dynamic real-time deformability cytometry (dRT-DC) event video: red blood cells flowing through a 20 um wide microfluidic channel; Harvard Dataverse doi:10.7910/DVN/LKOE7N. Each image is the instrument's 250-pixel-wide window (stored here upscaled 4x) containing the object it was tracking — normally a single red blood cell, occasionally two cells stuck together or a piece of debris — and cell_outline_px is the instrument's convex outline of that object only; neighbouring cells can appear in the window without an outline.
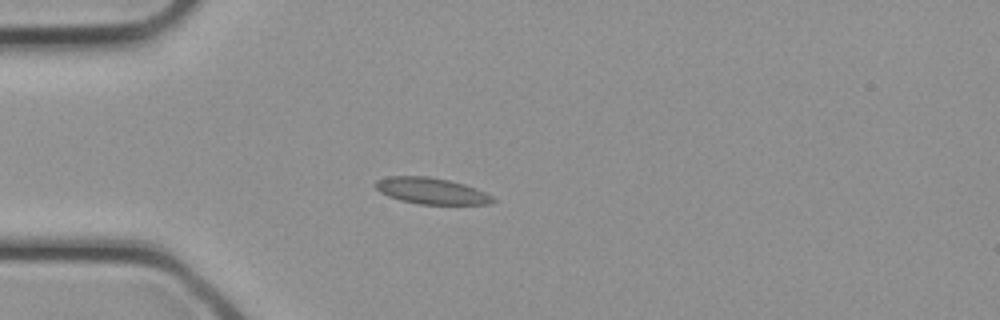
{"species": "common noctule bat (a hibernating species)", "species_latin": "Nyctalus noctula", "temperature_condition": "cold", "stored_images_in_passage": 13, "camera_frame_rate_fps": 3000, "um_per_image_px": 0.085, "animal": {"sex": "female", "body_mass_g": 21.9}, "frame": {"image": 1, "passage_image": 8, "time_ms": 2.333, "image_size_px": [1000, 320], "cell_outline_px": [[496, 200], [492, 204], [420, 204], [400, 200], [388, 196], [380, 192], [372, 184], [376, 180], [388, 176], [428, 176], [448, 180], [464, 184], [476, 188], [492, 196]], "centroid_in_image_um": [36.64, 16.22], "position_along_channel_um": 48.4, "area_um2": 18.03}}
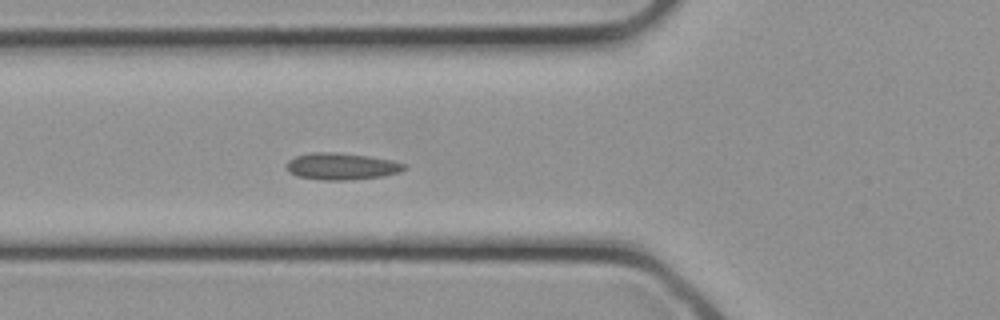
{"frame": {"image": 2, "passage_image": 11, "time_ms": 3.333, "image_size_px": [1000, 320], "cell_outline_px": [[408, 168], [400, 172], [384, 176], [344, 180], [324, 180], [296, 176], [288, 172], [284, 164], [288, 160], [296, 156], [312, 152], [336, 152], [368, 156], [392, 160], [408, 164]], "centroid_in_image_um": [29.03, 14.13], "position_along_channel_um": 96.8, "area_um2": 18.61}}
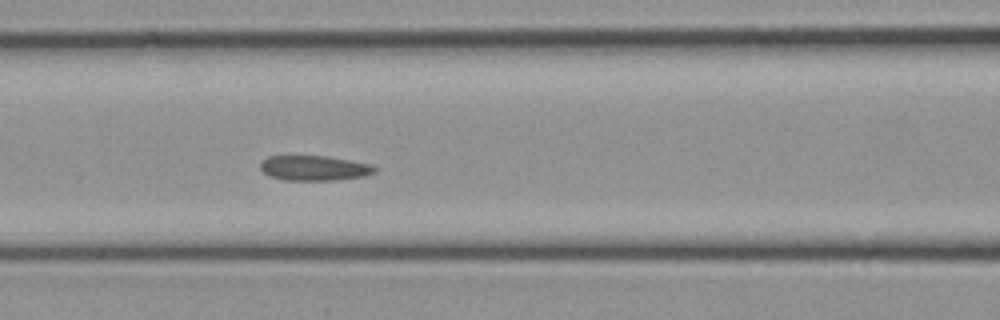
{"frame": {"image": 3, "passage_image": 13, "time_ms": 4.0, "image_size_px": [1000, 320], "cell_outline_px": [[376, 172], [364, 176], [332, 180], [284, 180], [272, 176], [264, 172], [260, 168], [260, 164], [268, 156], [328, 156], [372, 164], [376, 168]], "centroid_in_image_um": [26.74, 14.28], "position_along_channel_um": 139.9, "area_um2": 16.53}}